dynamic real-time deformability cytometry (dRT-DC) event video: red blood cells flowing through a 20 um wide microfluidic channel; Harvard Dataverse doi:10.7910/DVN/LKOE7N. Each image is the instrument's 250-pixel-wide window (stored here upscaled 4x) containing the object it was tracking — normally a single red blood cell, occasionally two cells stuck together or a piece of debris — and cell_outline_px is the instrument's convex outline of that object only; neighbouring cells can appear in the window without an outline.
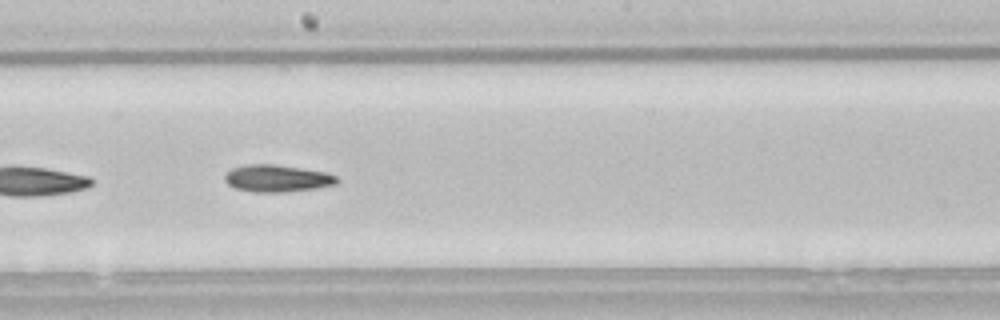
{"species": "common noctule bat (a hibernating species)", "species_latin": "Nyctalus noctula", "temperature_condition": "room temperature", "stored_images_in_passage": 31, "segment_of_instrument_passage": [2, 2], "camera_frame_rate_fps": 3000, "um_per_image_px": 0.085, "animal": {"sex": "male", "body_mass_g": 21.5, "forearm_length_mm": 52.0}, "frame": {"image": 1, "passage_image": 29, "time_ms": 9.333, "image_size_px": [1000, 320], "cell_outline_px": [[340, 180], [336, 184], [316, 188], [288, 192], [256, 192], [236, 188], [228, 184], [224, 180], [224, 176], [232, 168], [244, 164], [276, 164], [324, 172], [336, 176]], "centroid_in_image_um": [23.55, 15.16], "position_along_channel_um": 224.7, "area_um2": 17.69}}